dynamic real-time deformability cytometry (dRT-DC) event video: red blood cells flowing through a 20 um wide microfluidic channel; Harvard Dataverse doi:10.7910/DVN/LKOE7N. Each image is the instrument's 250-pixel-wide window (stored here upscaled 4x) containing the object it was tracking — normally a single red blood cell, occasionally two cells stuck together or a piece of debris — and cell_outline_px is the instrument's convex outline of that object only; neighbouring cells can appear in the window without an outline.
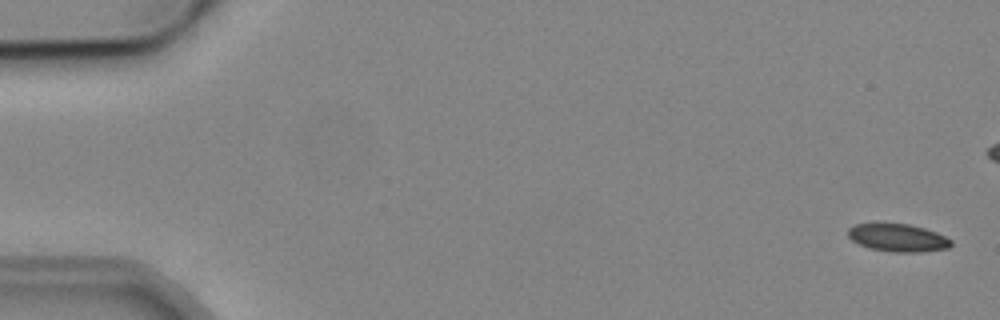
{"species": "common noctule bat (a hibernating species)", "species_latin": "Nyctalus noctula", "temperature_condition": "cold", "stored_images_in_passage": 3, "camera_frame_rate_fps": 3000, "um_per_image_px": 0.085, "animal": {"sex": "male", "body_mass_g": 19.2, "forearm_length_mm": 51.8}, "frame": {"image": 1, "passage_image": 1, "time_ms": 0.0, "image_size_px": [1000, 320], "cell_outline_px": [[952, 244], [948, 248], [920, 252], [888, 252], [868, 248], [852, 240], [848, 236], [848, 228], [856, 224], [876, 220], [880, 220], [908, 224], [924, 228], [936, 232], [952, 240]], "centroid_in_image_um": [76.25, 20.16], "position_along_channel_um": 8.7, "area_um2": 17.4}}